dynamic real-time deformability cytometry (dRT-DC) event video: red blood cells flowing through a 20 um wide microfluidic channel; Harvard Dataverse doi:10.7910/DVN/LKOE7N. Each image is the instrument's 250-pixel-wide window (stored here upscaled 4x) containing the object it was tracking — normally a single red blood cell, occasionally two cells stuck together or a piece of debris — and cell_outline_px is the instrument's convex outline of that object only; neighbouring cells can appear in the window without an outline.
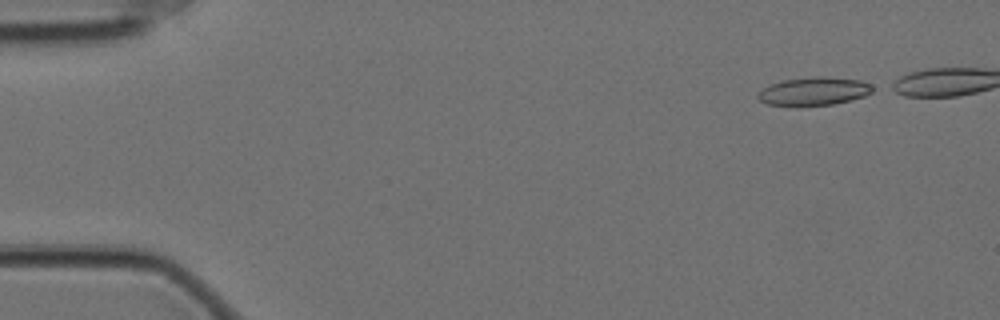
{"species": "Egyptian fruit bat (a non-hibernating species)", "species_latin": "Rousettus aegyptiacus", "temperature_condition": "cold", "stored_images_in_passage": 43, "camera_frame_rate_fps": 3000, "um_per_image_px": 0.085, "animal": {"sex": "female"}, "frame": {"image": 1, "passage_image": 1, "time_ms": 0.0, "image_size_px": [1000, 320], "cell_outline_px": [[880, 88], [864, 96], [852, 100], [832, 104], [768, 104], [760, 100], [756, 96], [764, 88], [772, 84], [784, 80], [820, 76], [860, 80], [872, 84]], "centroid_in_image_um": [69.31, 7.73], "position_along_channel_um": 15.7, "area_um2": 18.38}}
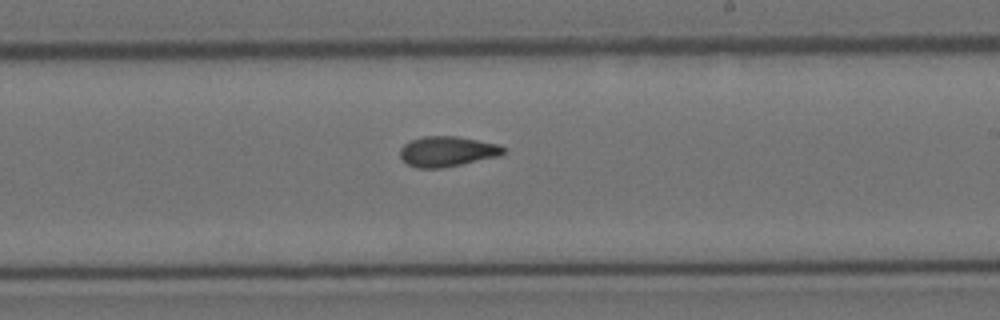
{"frame": {"image": 2, "passage_image": 30, "time_ms": 9.667, "image_size_px": [1000, 320], "cell_outline_px": [[504, 152], [500, 156], [444, 168], [416, 168], [408, 164], [400, 156], [400, 148], [404, 144], [412, 140], [424, 136], [456, 136], [500, 144], [504, 148]], "centroid_in_image_um": [38.02, 12.88], "position_along_channel_um": 251.0, "area_um2": 18.26}}
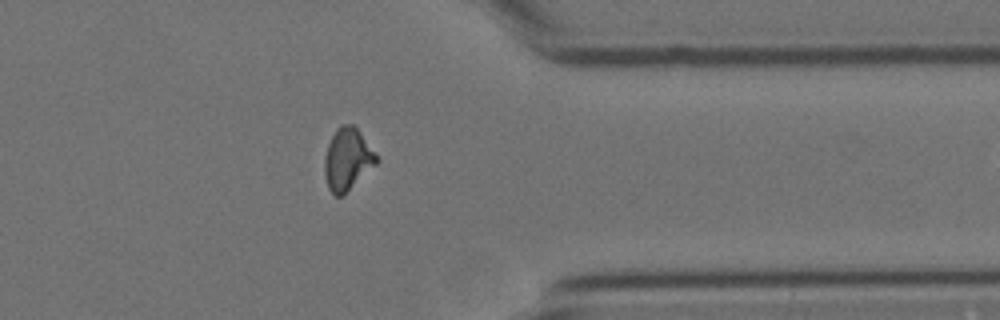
{"frame": {"image": 3, "passage_image": 42, "time_ms": 13.667, "image_size_px": [1000, 320], "cell_outline_px": [[380, 160], [344, 196], [336, 196], [328, 188], [324, 172], [324, 156], [328, 144], [336, 128], [340, 124], [352, 124], [360, 132]], "centroid_in_image_um": [29.52, 13.55], "position_along_channel_um": 381.9, "area_um2": 18.84}}